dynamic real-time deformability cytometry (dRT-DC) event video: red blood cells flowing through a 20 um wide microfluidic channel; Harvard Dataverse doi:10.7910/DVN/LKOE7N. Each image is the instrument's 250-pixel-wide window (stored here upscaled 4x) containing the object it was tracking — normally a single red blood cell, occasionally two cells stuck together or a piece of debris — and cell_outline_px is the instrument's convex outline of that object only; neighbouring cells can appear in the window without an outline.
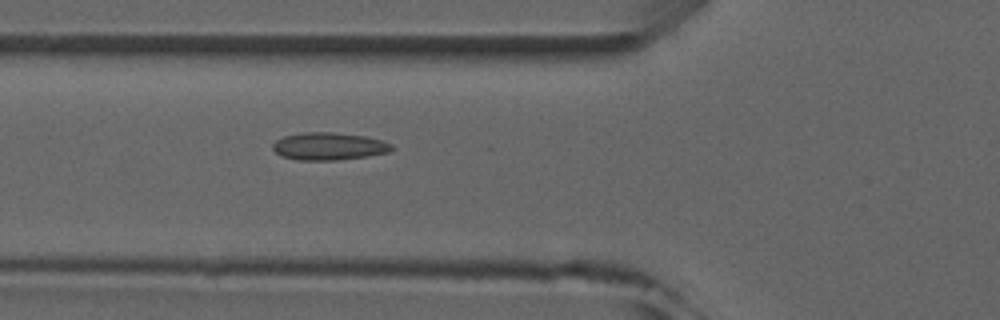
{"species": "common noctule bat (a hibernating species)", "species_latin": "Nyctalus noctula", "temperature_condition": "room temperature", "stored_images_in_passage": 6, "camera_frame_rate_fps": 3000, "um_per_image_px": 0.085, "animal": {"sex": "male", "forearm_length_mm": 52.5}, "frame": {"image": 1, "passage_image": 6, "time_ms": 5.667, "image_size_px": [1000, 320], "cell_outline_px": [[396, 148], [388, 152], [364, 156], [336, 160], [296, 160], [280, 156], [272, 148], [272, 144], [276, 140], [284, 136], [304, 132], [332, 132], [364, 136], [384, 140], [392, 144]], "centroid_in_image_um": [27.94, 12.43], "position_along_channel_um": 97.9, "area_um2": 19.13}}